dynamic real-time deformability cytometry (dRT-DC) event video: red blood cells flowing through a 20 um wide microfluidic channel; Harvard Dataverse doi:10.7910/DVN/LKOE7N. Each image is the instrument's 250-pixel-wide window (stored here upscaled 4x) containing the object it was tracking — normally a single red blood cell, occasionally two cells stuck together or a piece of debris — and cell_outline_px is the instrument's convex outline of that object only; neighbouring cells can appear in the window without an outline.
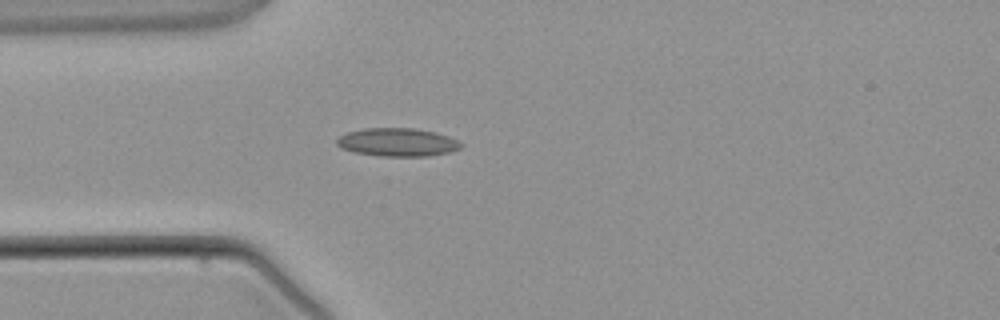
{"species": "common noctule bat (a hibernating species)", "species_latin": "Nyctalus noctula", "temperature_condition": "warm", "stored_images_in_passage": 3, "camera_frame_rate_fps": 3000, "um_per_image_px": 0.085, "animal": {"sex": "male", "body_mass_g": 21.5, "forearm_length_mm": 52.0}, "frame": {"image": 1, "passage_image": 3, "time_ms": 3.0, "image_size_px": [1000, 320], "cell_outline_px": [[464, 144], [460, 148], [448, 152], [428, 156], [380, 156], [352, 152], [340, 148], [336, 144], [336, 140], [340, 136], [348, 132], [364, 128], [412, 128], [436, 132], [448, 136]], "centroid_in_image_um": [33.76, 12.09], "position_along_channel_um": 51.2, "area_um2": 20.46}}